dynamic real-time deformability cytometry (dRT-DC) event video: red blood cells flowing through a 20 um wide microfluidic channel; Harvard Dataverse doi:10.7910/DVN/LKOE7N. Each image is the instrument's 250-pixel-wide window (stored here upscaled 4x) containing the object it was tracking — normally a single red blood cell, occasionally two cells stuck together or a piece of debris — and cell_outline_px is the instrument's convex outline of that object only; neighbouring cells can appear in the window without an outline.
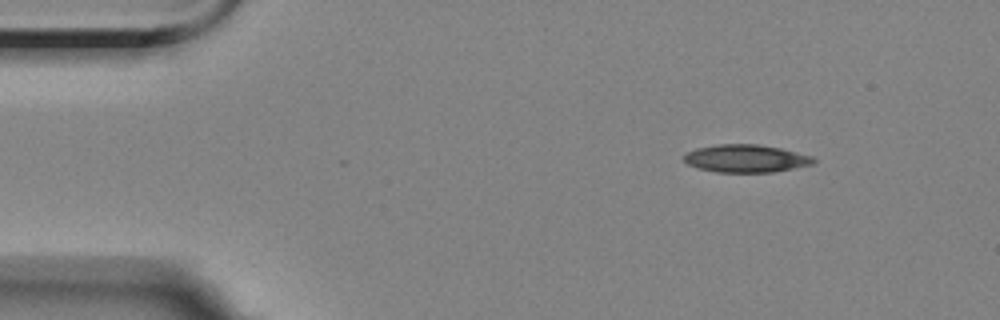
{"species": "Egyptian fruit bat (a non-hibernating species)", "species_latin": "Rousettus aegyptiacus", "temperature_condition": "room temperature", "stored_images_in_passage": 9, "camera_frame_rate_fps": 3000, "um_per_image_px": 0.085, "animal": {"sex": "female"}, "frame": {"image": 1, "passage_image": 1, "time_ms": 0.0, "image_size_px": [1000, 320], "cell_outline_px": [[816, 160], [812, 164], [772, 172], [716, 172], [700, 168], [688, 164], [684, 160], [684, 156], [688, 152], [696, 148], [720, 144], [756, 144], [780, 148], [812, 156]], "centroid_in_image_um": [63.4, 13.47], "position_along_channel_um": 21.6, "area_um2": 20.63}}
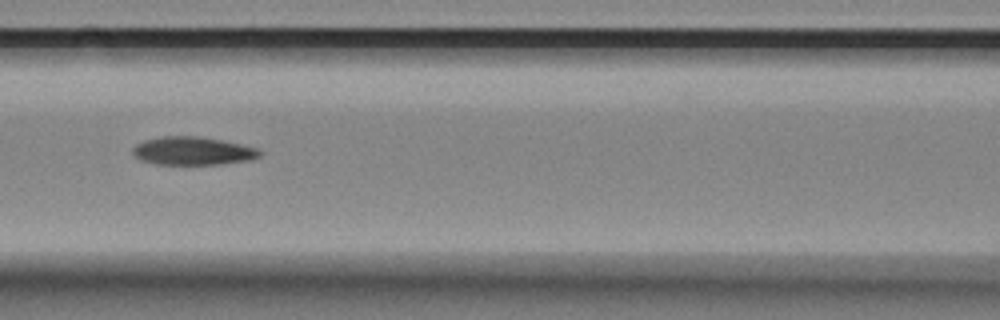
{"frame": {"image": 2, "passage_image": 6, "time_ms": 5.667, "image_size_px": [1000, 320], "cell_outline_px": [[264, 152], [260, 156], [252, 160], [220, 164], [156, 164], [140, 160], [132, 152], [132, 148], [136, 144], [144, 140], [160, 136], [196, 136], [220, 140], [240, 144], [256, 148]], "centroid_in_image_um": [16.38, 12.83], "position_along_channel_um": 150.2, "area_um2": 20.87}}
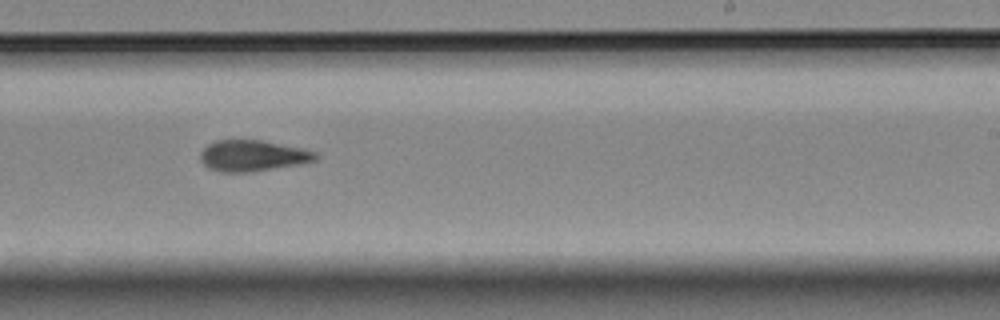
{"frame": {"image": 3, "passage_image": 9, "time_ms": 9.0, "image_size_px": [1000, 320], "cell_outline_px": [[320, 156], [316, 160], [300, 164], [252, 172], [220, 172], [208, 168], [200, 160], [200, 152], [208, 144], [216, 140], [264, 140], [300, 148], [316, 152]], "centroid_in_image_um": [21.47, 13.24], "position_along_channel_um": 267.5, "area_um2": 20.98}}